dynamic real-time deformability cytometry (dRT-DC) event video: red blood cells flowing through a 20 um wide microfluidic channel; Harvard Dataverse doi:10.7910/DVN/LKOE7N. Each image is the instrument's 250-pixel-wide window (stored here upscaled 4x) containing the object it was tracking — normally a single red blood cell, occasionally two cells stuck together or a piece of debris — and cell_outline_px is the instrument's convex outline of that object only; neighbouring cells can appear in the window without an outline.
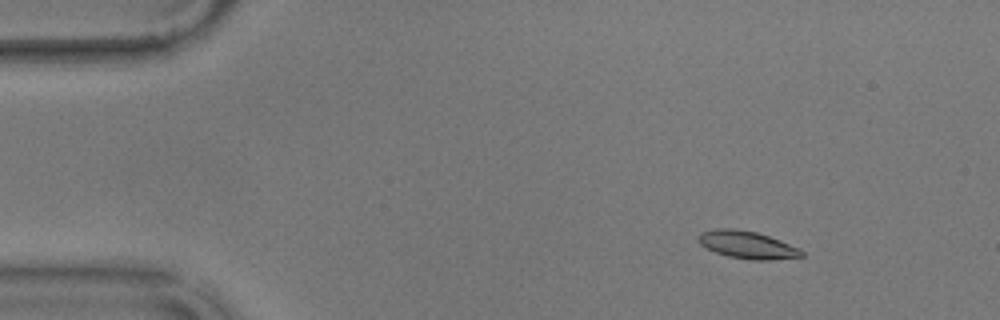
{"species": "common noctule bat (a hibernating species)", "species_latin": "Nyctalus noctula", "temperature_condition": "warm", "stored_images_in_passage": 57, "camera_frame_rate_fps": 3000, "um_per_image_px": 0.085, "animal": {"sex": "male", "body_mass_g": 17.9}, "frame": {"image": 1, "passage_image": 8, "time_ms": 2.333, "image_size_px": [1000, 320], "cell_outline_px": [[804, 256], [768, 260], [752, 260], [728, 256], [716, 252], [700, 244], [700, 232], [720, 228], [736, 228], [756, 232], [780, 240], [800, 248], [804, 252]], "centroid_in_image_um": [63.56, 20.81], "position_along_channel_um": 21.4, "area_um2": 16.36}}
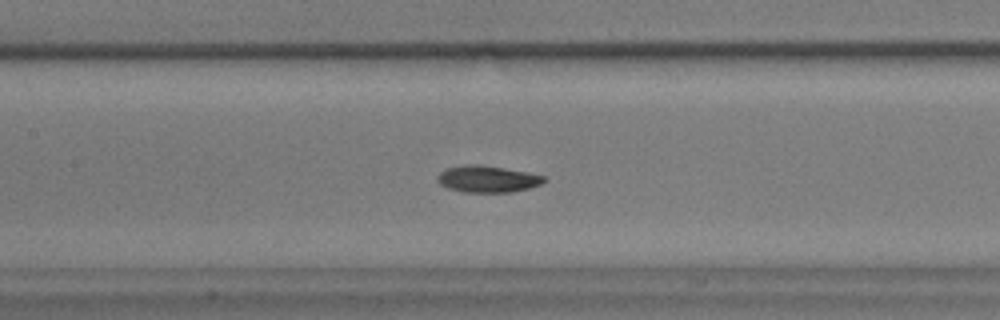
{"frame": {"image": 2, "passage_image": 27, "time_ms": 8.667, "image_size_px": [1000, 320], "cell_outline_px": [[544, 180], [540, 184], [528, 188], [512, 192], [464, 192], [448, 188], [440, 184], [436, 180], [436, 176], [444, 168], [464, 164], [480, 164], [528, 172], [544, 176]], "centroid_in_image_um": [41.37, 15.2], "position_along_channel_um": 166.0, "area_um2": 16.65}}
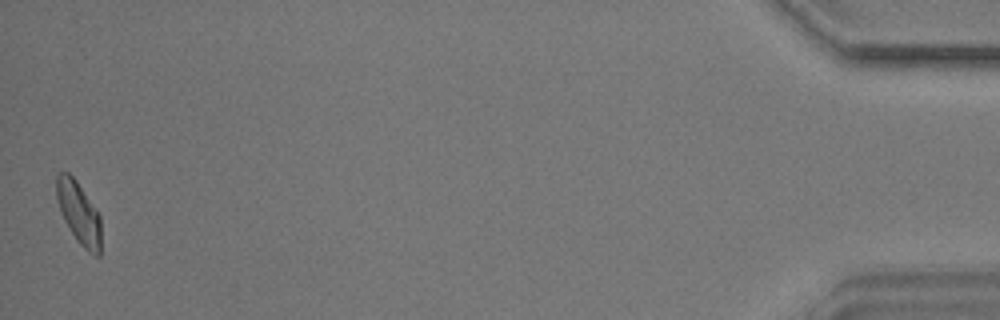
{"frame": {"image": 3, "passage_image": 57, "time_ms": 18.667, "image_size_px": [1000, 320], "cell_outline_px": [[100, 256], [96, 256], [88, 252], [76, 240], [64, 220], [60, 212], [56, 196], [56, 176], [60, 172], [68, 172], [76, 180], [100, 216]], "centroid_in_image_um": [6.68, 18.1], "position_along_channel_um": 428.5, "area_um2": 16.01}, "authors_computed_cell_mechanics": {"area_um2": 16.3574, "velocity_mm_per_s": 3.5539, "shape_relaxation_time_tau1_ms": 2.6034, "shape_relaxation_time_tau2_ms": 7.7243, "deformation_change_tau1": 0.1145, "deformation_change_tau2": 0.1424}}